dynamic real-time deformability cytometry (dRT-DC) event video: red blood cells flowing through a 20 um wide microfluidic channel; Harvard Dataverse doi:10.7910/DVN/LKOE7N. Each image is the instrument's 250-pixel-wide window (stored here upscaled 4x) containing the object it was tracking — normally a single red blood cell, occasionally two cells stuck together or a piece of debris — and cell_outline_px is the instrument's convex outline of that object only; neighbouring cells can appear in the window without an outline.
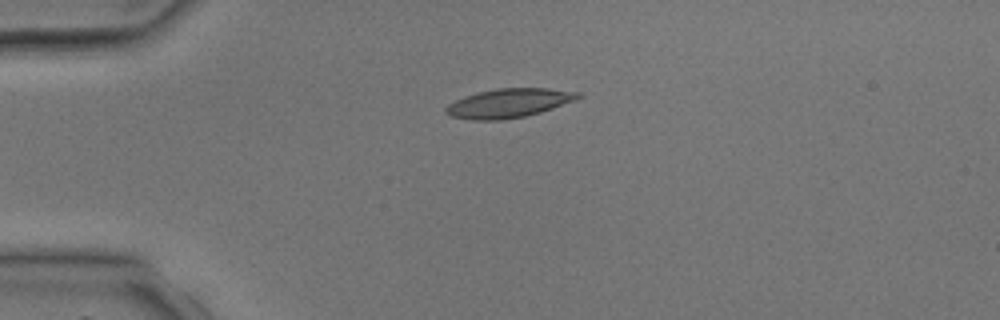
{"species": "common noctule bat (a hibernating species)", "species_latin": "Nyctalus noctula", "temperature_condition": "room temperature", "stored_images_in_passage": 3, "camera_frame_rate_fps": 3000, "um_per_image_px": 0.085, "animal": {"sex": "male", "body_mass_g": 17.9, "forearm_length_mm": 54.2}, "frame": {"image": 1, "passage_image": 3, "time_ms": 2.333, "image_size_px": [1000, 320], "cell_outline_px": [[580, 96], [576, 100], [540, 112], [524, 116], [500, 120], [472, 120], [452, 116], [444, 112], [444, 108], [448, 104], [464, 96], [496, 88], [548, 88], [580, 92]], "centroid_in_image_um": [43.23, 8.76], "position_along_channel_um": 41.8, "area_um2": 22.2}}